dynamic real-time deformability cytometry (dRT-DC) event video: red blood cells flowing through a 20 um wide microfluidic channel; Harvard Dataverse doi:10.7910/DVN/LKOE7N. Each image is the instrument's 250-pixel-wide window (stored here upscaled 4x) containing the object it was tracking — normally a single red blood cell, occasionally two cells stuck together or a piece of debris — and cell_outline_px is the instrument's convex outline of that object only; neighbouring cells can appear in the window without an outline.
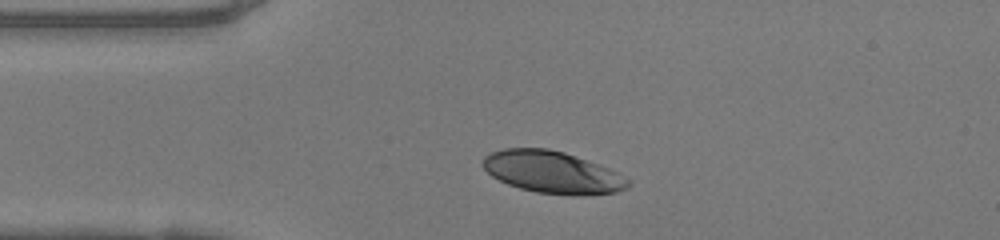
{"species": "human", "species_latin": "Homo sapiens", "temperature_condition": "warm", "stored_images_in_passage": 29, "camera_frame_rate_fps": 3000, "um_per_image_px": 0.085, "donor": {"sex": "female"}, "frame": {"image": 1, "passage_image": 1, "time_ms": 0.0, "image_size_px": [1000, 240], "cell_outline_px": [[632, 184], [628, 188], [616, 192], [584, 196], [572, 196], [536, 192], [520, 188], [508, 184], [492, 176], [484, 168], [484, 156], [492, 152], [504, 148], [548, 148], [564, 152], [608, 168], [632, 180]], "centroid_in_image_um": [47.0, 14.66], "position_along_channel_um": 38.0, "area_um2": 35.66}}
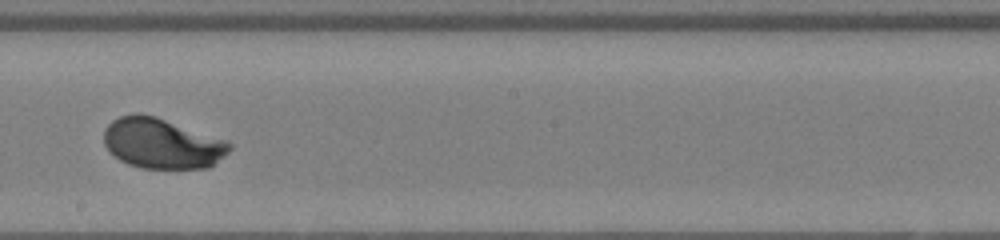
{"frame": {"image": 2, "passage_image": 17, "time_ms": 5.333, "image_size_px": [1000, 240], "cell_outline_px": [[232, 148], [228, 152], [208, 168], [140, 168], [128, 164], [120, 160], [104, 144], [104, 128], [112, 120], [120, 116], [136, 112], [140, 112], [156, 116], [228, 140], [232, 144]], "centroid_in_image_um": [13.77, 12.17], "position_along_channel_um": 234.4, "area_um2": 37.05}}
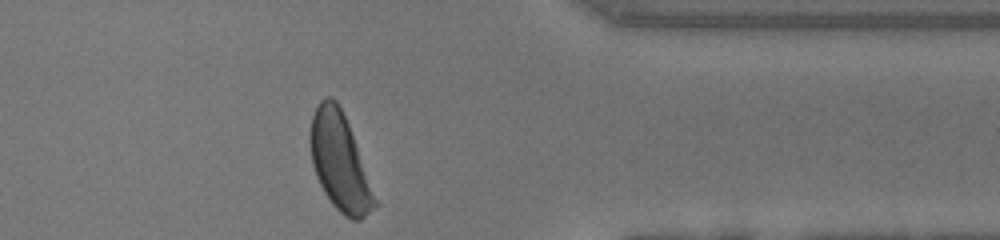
{"frame": {"image": 3, "passage_image": 29, "time_ms": 9.333, "image_size_px": [1000, 240], "cell_outline_px": [[380, 204], [376, 208], [360, 220], [352, 220], [344, 216], [332, 204], [324, 192], [316, 176], [312, 164], [308, 136], [312, 116], [320, 100], [328, 96], [332, 96], [336, 100], [348, 124]], "centroid_in_image_um": [28.89, 13.8], "position_along_channel_um": 382.5, "area_um2": 36.76}, "authors_computed_cell_mechanics": {"area_um2": 36.7608, "velocity_mm_per_s": 4.1222, "shape_relaxation_time_tau1_ms": 2.4787, "shape_relaxation_time_tau2_ms": null, "deformation_change_tau1": 0.166, "deformation_change_tau2": null}}